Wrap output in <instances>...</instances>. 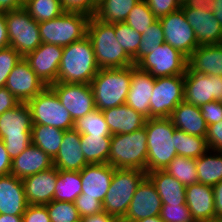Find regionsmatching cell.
<instances>
[{"instance_id": "6da1fadb", "label": "cell", "mask_w": 222, "mask_h": 222, "mask_svg": "<svg viewBox=\"0 0 222 222\" xmlns=\"http://www.w3.org/2000/svg\"><path fill=\"white\" fill-rule=\"evenodd\" d=\"M99 70L91 40L85 36L63 47L57 82L90 84Z\"/></svg>"}, {"instance_id": "7a4b0ae2", "label": "cell", "mask_w": 222, "mask_h": 222, "mask_svg": "<svg viewBox=\"0 0 222 222\" xmlns=\"http://www.w3.org/2000/svg\"><path fill=\"white\" fill-rule=\"evenodd\" d=\"M87 37L91 40L96 64L100 69L123 68L134 65L115 37L113 23H105L90 16Z\"/></svg>"}, {"instance_id": "3957f363", "label": "cell", "mask_w": 222, "mask_h": 222, "mask_svg": "<svg viewBox=\"0 0 222 222\" xmlns=\"http://www.w3.org/2000/svg\"><path fill=\"white\" fill-rule=\"evenodd\" d=\"M147 134V173L165 170L177 156L175 127L169 117L149 118L145 122Z\"/></svg>"}, {"instance_id": "277c9868", "label": "cell", "mask_w": 222, "mask_h": 222, "mask_svg": "<svg viewBox=\"0 0 222 222\" xmlns=\"http://www.w3.org/2000/svg\"><path fill=\"white\" fill-rule=\"evenodd\" d=\"M132 66L100 69L90 86L98 110L125 104L130 89Z\"/></svg>"}, {"instance_id": "5b68a950", "label": "cell", "mask_w": 222, "mask_h": 222, "mask_svg": "<svg viewBox=\"0 0 222 222\" xmlns=\"http://www.w3.org/2000/svg\"><path fill=\"white\" fill-rule=\"evenodd\" d=\"M147 141L145 127L128 134H113L108 164L115 169H139L147 173Z\"/></svg>"}, {"instance_id": "8992f818", "label": "cell", "mask_w": 222, "mask_h": 222, "mask_svg": "<svg viewBox=\"0 0 222 222\" xmlns=\"http://www.w3.org/2000/svg\"><path fill=\"white\" fill-rule=\"evenodd\" d=\"M32 125L27 103H20L0 115V139L12 160L32 144Z\"/></svg>"}, {"instance_id": "52a82bcc", "label": "cell", "mask_w": 222, "mask_h": 222, "mask_svg": "<svg viewBox=\"0 0 222 222\" xmlns=\"http://www.w3.org/2000/svg\"><path fill=\"white\" fill-rule=\"evenodd\" d=\"M147 173L139 169H115L110 187L102 203L103 211L121 221L134 193Z\"/></svg>"}, {"instance_id": "ba28073f", "label": "cell", "mask_w": 222, "mask_h": 222, "mask_svg": "<svg viewBox=\"0 0 222 222\" xmlns=\"http://www.w3.org/2000/svg\"><path fill=\"white\" fill-rule=\"evenodd\" d=\"M90 16L81 12L65 11L59 17L38 23L42 43L67 46L87 36Z\"/></svg>"}, {"instance_id": "9c48e42d", "label": "cell", "mask_w": 222, "mask_h": 222, "mask_svg": "<svg viewBox=\"0 0 222 222\" xmlns=\"http://www.w3.org/2000/svg\"><path fill=\"white\" fill-rule=\"evenodd\" d=\"M9 44L22 57L36 50L42 43L38 22L23 7L5 12Z\"/></svg>"}, {"instance_id": "30bf717a", "label": "cell", "mask_w": 222, "mask_h": 222, "mask_svg": "<svg viewBox=\"0 0 222 222\" xmlns=\"http://www.w3.org/2000/svg\"><path fill=\"white\" fill-rule=\"evenodd\" d=\"M27 104L31 111L33 124L52 126L64 131L73 129V118L49 86L29 100Z\"/></svg>"}, {"instance_id": "8fae6325", "label": "cell", "mask_w": 222, "mask_h": 222, "mask_svg": "<svg viewBox=\"0 0 222 222\" xmlns=\"http://www.w3.org/2000/svg\"><path fill=\"white\" fill-rule=\"evenodd\" d=\"M187 64L188 58L184 54L164 42L154 48L153 52L144 56L135 66L159 78L184 75Z\"/></svg>"}, {"instance_id": "7c38bea8", "label": "cell", "mask_w": 222, "mask_h": 222, "mask_svg": "<svg viewBox=\"0 0 222 222\" xmlns=\"http://www.w3.org/2000/svg\"><path fill=\"white\" fill-rule=\"evenodd\" d=\"M184 101V75L155 78L150 98V118L170 117Z\"/></svg>"}, {"instance_id": "4fadbf2b", "label": "cell", "mask_w": 222, "mask_h": 222, "mask_svg": "<svg viewBox=\"0 0 222 222\" xmlns=\"http://www.w3.org/2000/svg\"><path fill=\"white\" fill-rule=\"evenodd\" d=\"M184 101L201 107L212 101L222 102V76L192 72L184 74Z\"/></svg>"}, {"instance_id": "5bb4252c", "label": "cell", "mask_w": 222, "mask_h": 222, "mask_svg": "<svg viewBox=\"0 0 222 222\" xmlns=\"http://www.w3.org/2000/svg\"><path fill=\"white\" fill-rule=\"evenodd\" d=\"M159 20L163 27L164 42L179 50L187 58L199 47L194 30L187 22L181 8Z\"/></svg>"}, {"instance_id": "9a60e30c", "label": "cell", "mask_w": 222, "mask_h": 222, "mask_svg": "<svg viewBox=\"0 0 222 222\" xmlns=\"http://www.w3.org/2000/svg\"><path fill=\"white\" fill-rule=\"evenodd\" d=\"M49 87L56 93L74 121L96 109L90 84L56 82Z\"/></svg>"}, {"instance_id": "2e32d148", "label": "cell", "mask_w": 222, "mask_h": 222, "mask_svg": "<svg viewBox=\"0 0 222 222\" xmlns=\"http://www.w3.org/2000/svg\"><path fill=\"white\" fill-rule=\"evenodd\" d=\"M5 87L20 103H27L47 86L31 69L25 57H22L10 72Z\"/></svg>"}, {"instance_id": "e0dca14e", "label": "cell", "mask_w": 222, "mask_h": 222, "mask_svg": "<svg viewBox=\"0 0 222 222\" xmlns=\"http://www.w3.org/2000/svg\"><path fill=\"white\" fill-rule=\"evenodd\" d=\"M62 53L63 46L41 43L36 50L28 53L25 59L40 80L46 86H51L57 82Z\"/></svg>"}, {"instance_id": "ac0fdd59", "label": "cell", "mask_w": 222, "mask_h": 222, "mask_svg": "<svg viewBox=\"0 0 222 222\" xmlns=\"http://www.w3.org/2000/svg\"><path fill=\"white\" fill-rule=\"evenodd\" d=\"M162 201L152 181L146 176L138 185L125 217L120 222H135L160 215Z\"/></svg>"}, {"instance_id": "d6986e66", "label": "cell", "mask_w": 222, "mask_h": 222, "mask_svg": "<svg viewBox=\"0 0 222 222\" xmlns=\"http://www.w3.org/2000/svg\"><path fill=\"white\" fill-rule=\"evenodd\" d=\"M181 9L194 30L199 46L222 44V27L211 9H194L185 4L181 5Z\"/></svg>"}, {"instance_id": "ffe728a7", "label": "cell", "mask_w": 222, "mask_h": 222, "mask_svg": "<svg viewBox=\"0 0 222 222\" xmlns=\"http://www.w3.org/2000/svg\"><path fill=\"white\" fill-rule=\"evenodd\" d=\"M115 168L108 163L88 164L80 171L82 192L85 197L103 203L110 187Z\"/></svg>"}, {"instance_id": "44dd1931", "label": "cell", "mask_w": 222, "mask_h": 222, "mask_svg": "<svg viewBox=\"0 0 222 222\" xmlns=\"http://www.w3.org/2000/svg\"><path fill=\"white\" fill-rule=\"evenodd\" d=\"M58 169L56 167L38 172L22 179L27 203L45 205L53 200Z\"/></svg>"}, {"instance_id": "7402d4cb", "label": "cell", "mask_w": 222, "mask_h": 222, "mask_svg": "<svg viewBox=\"0 0 222 222\" xmlns=\"http://www.w3.org/2000/svg\"><path fill=\"white\" fill-rule=\"evenodd\" d=\"M154 83L155 77L132 65L131 83L126 104L147 119L150 118V98Z\"/></svg>"}, {"instance_id": "603a6c76", "label": "cell", "mask_w": 222, "mask_h": 222, "mask_svg": "<svg viewBox=\"0 0 222 222\" xmlns=\"http://www.w3.org/2000/svg\"><path fill=\"white\" fill-rule=\"evenodd\" d=\"M88 163L81 151V134L74 130L64 132L59 151L53 159V166L63 171H81Z\"/></svg>"}, {"instance_id": "cb8c5ba5", "label": "cell", "mask_w": 222, "mask_h": 222, "mask_svg": "<svg viewBox=\"0 0 222 222\" xmlns=\"http://www.w3.org/2000/svg\"><path fill=\"white\" fill-rule=\"evenodd\" d=\"M28 205L22 179L0 176V214L22 216Z\"/></svg>"}, {"instance_id": "d4e9b609", "label": "cell", "mask_w": 222, "mask_h": 222, "mask_svg": "<svg viewBox=\"0 0 222 222\" xmlns=\"http://www.w3.org/2000/svg\"><path fill=\"white\" fill-rule=\"evenodd\" d=\"M185 199L195 222H208L215 219L212 186L201 183L188 185Z\"/></svg>"}, {"instance_id": "484cf974", "label": "cell", "mask_w": 222, "mask_h": 222, "mask_svg": "<svg viewBox=\"0 0 222 222\" xmlns=\"http://www.w3.org/2000/svg\"><path fill=\"white\" fill-rule=\"evenodd\" d=\"M102 112L111 135L132 133L144 127L147 120L126 103Z\"/></svg>"}, {"instance_id": "4316f807", "label": "cell", "mask_w": 222, "mask_h": 222, "mask_svg": "<svg viewBox=\"0 0 222 222\" xmlns=\"http://www.w3.org/2000/svg\"><path fill=\"white\" fill-rule=\"evenodd\" d=\"M52 167L53 159L39 147L31 144L12 160L10 174L23 179Z\"/></svg>"}, {"instance_id": "83f0119b", "label": "cell", "mask_w": 222, "mask_h": 222, "mask_svg": "<svg viewBox=\"0 0 222 222\" xmlns=\"http://www.w3.org/2000/svg\"><path fill=\"white\" fill-rule=\"evenodd\" d=\"M187 67L192 72L222 76V44L199 46L188 57Z\"/></svg>"}, {"instance_id": "f1b7e54d", "label": "cell", "mask_w": 222, "mask_h": 222, "mask_svg": "<svg viewBox=\"0 0 222 222\" xmlns=\"http://www.w3.org/2000/svg\"><path fill=\"white\" fill-rule=\"evenodd\" d=\"M169 118L175 128L190 135L199 137H206L207 135L208 126L201 115L200 107L183 101L172 111Z\"/></svg>"}, {"instance_id": "f546056e", "label": "cell", "mask_w": 222, "mask_h": 222, "mask_svg": "<svg viewBox=\"0 0 222 222\" xmlns=\"http://www.w3.org/2000/svg\"><path fill=\"white\" fill-rule=\"evenodd\" d=\"M147 177L154 184L162 204L186 205V186L169 175L164 170H155L147 173Z\"/></svg>"}, {"instance_id": "4dcf8cb0", "label": "cell", "mask_w": 222, "mask_h": 222, "mask_svg": "<svg viewBox=\"0 0 222 222\" xmlns=\"http://www.w3.org/2000/svg\"><path fill=\"white\" fill-rule=\"evenodd\" d=\"M209 154V155H208ZM198 183L214 186L222 181V152L207 150L195 159Z\"/></svg>"}, {"instance_id": "1f68e13d", "label": "cell", "mask_w": 222, "mask_h": 222, "mask_svg": "<svg viewBox=\"0 0 222 222\" xmlns=\"http://www.w3.org/2000/svg\"><path fill=\"white\" fill-rule=\"evenodd\" d=\"M64 130L41 124L32 125V144L39 147L51 159L57 155L63 141Z\"/></svg>"}, {"instance_id": "d6a6232c", "label": "cell", "mask_w": 222, "mask_h": 222, "mask_svg": "<svg viewBox=\"0 0 222 222\" xmlns=\"http://www.w3.org/2000/svg\"><path fill=\"white\" fill-rule=\"evenodd\" d=\"M112 136L81 135V151L88 164L108 163Z\"/></svg>"}, {"instance_id": "836d02e7", "label": "cell", "mask_w": 222, "mask_h": 222, "mask_svg": "<svg viewBox=\"0 0 222 222\" xmlns=\"http://www.w3.org/2000/svg\"><path fill=\"white\" fill-rule=\"evenodd\" d=\"M141 0H104L97 6L94 17L105 23L125 22L132 8Z\"/></svg>"}, {"instance_id": "e575fe53", "label": "cell", "mask_w": 222, "mask_h": 222, "mask_svg": "<svg viewBox=\"0 0 222 222\" xmlns=\"http://www.w3.org/2000/svg\"><path fill=\"white\" fill-rule=\"evenodd\" d=\"M81 188L80 171L58 170L53 200L75 202L82 192Z\"/></svg>"}, {"instance_id": "d590c367", "label": "cell", "mask_w": 222, "mask_h": 222, "mask_svg": "<svg viewBox=\"0 0 222 222\" xmlns=\"http://www.w3.org/2000/svg\"><path fill=\"white\" fill-rule=\"evenodd\" d=\"M175 149L178 156L197 159L208 149L205 137L190 135L175 128Z\"/></svg>"}, {"instance_id": "8d00e7d4", "label": "cell", "mask_w": 222, "mask_h": 222, "mask_svg": "<svg viewBox=\"0 0 222 222\" xmlns=\"http://www.w3.org/2000/svg\"><path fill=\"white\" fill-rule=\"evenodd\" d=\"M184 186L198 183V173L194 158L176 156L164 170Z\"/></svg>"}, {"instance_id": "74e56055", "label": "cell", "mask_w": 222, "mask_h": 222, "mask_svg": "<svg viewBox=\"0 0 222 222\" xmlns=\"http://www.w3.org/2000/svg\"><path fill=\"white\" fill-rule=\"evenodd\" d=\"M24 8L38 23L59 17L65 12L61 0H25Z\"/></svg>"}, {"instance_id": "f35d334b", "label": "cell", "mask_w": 222, "mask_h": 222, "mask_svg": "<svg viewBox=\"0 0 222 222\" xmlns=\"http://www.w3.org/2000/svg\"><path fill=\"white\" fill-rule=\"evenodd\" d=\"M73 129L81 135L112 136L103 112L98 109L74 121Z\"/></svg>"}, {"instance_id": "ab89813d", "label": "cell", "mask_w": 222, "mask_h": 222, "mask_svg": "<svg viewBox=\"0 0 222 222\" xmlns=\"http://www.w3.org/2000/svg\"><path fill=\"white\" fill-rule=\"evenodd\" d=\"M115 37L125 52L132 58L134 65L138 63V47L141 34L132 29L125 22L115 23Z\"/></svg>"}, {"instance_id": "60d3db41", "label": "cell", "mask_w": 222, "mask_h": 222, "mask_svg": "<svg viewBox=\"0 0 222 222\" xmlns=\"http://www.w3.org/2000/svg\"><path fill=\"white\" fill-rule=\"evenodd\" d=\"M157 18L152 13L145 0L138 2L130 11L125 23L140 34L149 29Z\"/></svg>"}, {"instance_id": "b9f144b4", "label": "cell", "mask_w": 222, "mask_h": 222, "mask_svg": "<svg viewBox=\"0 0 222 222\" xmlns=\"http://www.w3.org/2000/svg\"><path fill=\"white\" fill-rule=\"evenodd\" d=\"M164 43L163 27L157 19L149 29L141 34V41L138 47V62L146 55L153 52V49Z\"/></svg>"}, {"instance_id": "7bdbcfd3", "label": "cell", "mask_w": 222, "mask_h": 222, "mask_svg": "<svg viewBox=\"0 0 222 222\" xmlns=\"http://www.w3.org/2000/svg\"><path fill=\"white\" fill-rule=\"evenodd\" d=\"M51 222H73L80 219L74 202L54 201L45 204Z\"/></svg>"}, {"instance_id": "ee69618b", "label": "cell", "mask_w": 222, "mask_h": 222, "mask_svg": "<svg viewBox=\"0 0 222 222\" xmlns=\"http://www.w3.org/2000/svg\"><path fill=\"white\" fill-rule=\"evenodd\" d=\"M21 58L11 46L0 49V88L5 87L10 72Z\"/></svg>"}, {"instance_id": "f6af8a7d", "label": "cell", "mask_w": 222, "mask_h": 222, "mask_svg": "<svg viewBox=\"0 0 222 222\" xmlns=\"http://www.w3.org/2000/svg\"><path fill=\"white\" fill-rule=\"evenodd\" d=\"M160 217L165 222H195L187 205L162 204Z\"/></svg>"}, {"instance_id": "bcb514c9", "label": "cell", "mask_w": 222, "mask_h": 222, "mask_svg": "<svg viewBox=\"0 0 222 222\" xmlns=\"http://www.w3.org/2000/svg\"><path fill=\"white\" fill-rule=\"evenodd\" d=\"M74 203L80 218L98 214L103 211L102 203L99 200L96 198L85 197V194L83 193L75 199Z\"/></svg>"}, {"instance_id": "7dc6e473", "label": "cell", "mask_w": 222, "mask_h": 222, "mask_svg": "<svg viewBox=\"0 0 222 222\" xmlns=\"http://www.w3.org/2000/svg\"><path fill=\"white\" fill-rule=\"evenodd\" d=\"M154 16L159 19L181 8L177 0H145Z\"/></svg>"}, {"instance_id": "c3c4849f", "label": "cell", "mask_w": 222, "mask_h": 222, "mask_svg": "<svg viewBox=\"0 0 222 222\" xmlns=\"http://www.w3.org/2000/svg\"><path fill=\"white\" fill-rule=\"evenodd\" d=\"M22 222H51L45 205H28L22 215Z\"/></svg>"}, {"instance_id": "681fc988", "label": "cell", "mask_w": 222, "mask_h": 222, "mask_svg": "<svg viewBox=\"0 0 222 222\" xmlns=\"http://www.w3.org/2000/svg\"><path fill=\"white\" fill-rule=\"evenodd\" d=\"M200 109L207 126L222 121V102L212 101L205 103Z\"/></svg>"}, {"instance_id": "f907efd6", "label": "cell", "mask_w": 222, "mask_h": 222, "mask_svg": "<svg viewBox=\"0 0 222 222\" xmlns=\"http://www.w3.org/2000/svg\"><path fill=\"white\" fill-rule=\"evenodd\" d=\"M205 139L209 150L222 152V121L208 125Z\"/></svg>"}, {"instance_id": "816d5d0a", "label": "cell", "mask_w": 222, "mask_h": 222, "mask_svg": "<svg viewBox=\"0 0 222 222\" xmlns=\"http://www.w3.org/2000/svg\"><path fill=\"white\" fill-rule=\"evenodd\" d=\"M61 2L65 11L81 12L89 16H94L93 0H61Z\"/></svg>"}, {"instance_id": "f5cc1de1", "label": "cell", "mask_w": 222, "mask_h": 222, "mask_svg": "<svg viewBox=\"0 0 222 222\" xmlns=\"http://www.w3.org/2000/svg\"><path fill=\"white\" fill-rule=\"evenodd\" d=\"M20 104L19 100L6 88H0V115Z\"/></svg>"}, {"instance_id": "db71d44e", "label": "cell", "mask_w": 222, "mask_h": 222, "mask_svg": "<svg viewBox=\"0 0 222 222\" xmlns=\"http://www.w3.org/2000/svg\"><path fill=\"white\" fill-rule=\"evenodd\" d=\"M12 159L9 157L3 140L0 139V176L8 175L11 172Z\"/></svg>"}, {"instance_id": "11a10c76", "label": "cell", "mask_w": 222, "mask_h": 222, "mask_svg": "<svg viewBox=\"0 0 222 222\" xmlns=\"http://www.w3.org/2000/svg\"><path fill=\"white\" fill-rule=\"evenodd\" d=\"M214 193L215 218H222V181L212 186Z\"/></svg>"}, {"instance_id": "9f6ffc18", "label": "cell", "mask_w": 222, "mask_h": 222, "mask_svg": "<svg viewBox=\"0 0 222 222\" xmlns=\"http://www.w3.org/2000/svg\"><path fill=\"white\" fill-rule=\"evenodd\" d=\"M83 222H120L116 217L107 214L102 211L98 214L86 216L82 218Z\"/></svg>"}, {"instance_id": "6f0895ef", "label": "cell", "mask_w": 222, "mask_h": 222, "mask_svg": "<svg viewBox=\"0 0 222 222\" xmlns=\"http://www.w3.org/2000/svg\"><path fill=\"white\" fill-rule=\"evenodd\" d=\"M10 46L7 25L5 20V12L0 11V49Z\"/></svg>"}, {"instance_id": "680465c9", "label": "cell", "mask_w": 222, "mask_h": 222, "mask_svg": "<svg viewBox=\"0 0 222 222\" xmlns=\"http://www.w3.org/2000/svg\"><path fill=\"white\" fill-rule=\"evenodd\" d=\"M25 0H0V11L7 12L23 8Z\"/></svg>"}, {"instance_id": "91938a15", "label": "cell", "mask_w": 222, "mask_h": 222, "mask_svg": "<svg viewBox=\"0 0 222 222\" xmlns=\"http://www.w3.org/2000/svg\"><path fill=\"white\" fill-rule=\"evenodd\" d=\"M214 0H187L185 5L194 9H211Z\"/></svg>"}, {"instance_id": "94428289", "label": "cell", "mask_w": 222, "mask_h": 222, "mask_svg": "<svg viewBox=\"0 0 222 222\" xmlns=\"http://www.w3.org/2000/svg\"><path fill=\"white\" fill-rule=\"evenodd\" d=\"M211 11L222 27V0H214Z\"/></svg>"}, {"instance_id": "6125c7cd", "label": "cell", "mask_w": 222, "mask_h": 222, "mask_svg": "<svg viewBox=\"0 0 222 222\" xmlns=\"http://www.w3.org/2000/svg\"><path fill=\"white\" fill-rule=\"evenodd\" d=\"M0 222H22V216L0 214Z\"/></svg>"}, {"instance_id": "be15d7a7", "label": "cell", "mask_w": 222, "mask_h": 222, "mask_svg": "<svg viewBox=\"0 0 222 222\" xmlns=\"http://www.w3.org/2000/svg\"><path fill=\"white\" fill-rule=\"evenodd\" d=\"M135 222H165V221L161 219L160 215H158V216H153L149 218H143Z\"/></svg>"}, {"instance_id": "e7e4bbea", "label": "cell", "mask_w": 222, "mask_h": 222, "mask_svg": "<svg viewBox=\"0 0 222 222\" xmlns=\"http://www.w3.org/2000/svg\"><path fill=\"white\" fill-rule=\"evenodd\" d=\"M94 1V15L97 9V6L100 5L104 0H93Z\"/></svg>"}, {"instance_id": "03108f58", "label": "cell", "mask_w": 222, "mask_h": 222, "mask_svg": "<svg viewBox=\"0 0 222 222\" xmlns=\"http://www.w3.org/2000/svg\"><path fill=\"white\" fill-rule=\"evenodd\" d=\"M208 222H222V218H215Z\"/></svg>"}, {"instance_id": "003e7915", "label": "cell", "mask_w": 222, "mask_h": 222, "mask_svg": "<svg viewBox=\"0 0 222 222\" xmlns=\"http://www.w3.org/2000/svg\"><path fill=\"white\" fill-rule=\"evenodd\" d=\"M181 5L182 4H185V2L187 1V0H177Z\"/></svg>"}, {"instance_id": "a7ac6f4b", "label": "cell", "mask_w": 222, "mask_h": 222, "mask_svg": "<svg viewBox=\"0 0 222 222\" xmlns=\"http://www.w3.org/2000/svg\"><path fill=\"white\" fill-rule=\"evenodd\" d=\"M73 222H83L82 218H80L79 220L73 221Z\"/></svg>"}]
</instances>
